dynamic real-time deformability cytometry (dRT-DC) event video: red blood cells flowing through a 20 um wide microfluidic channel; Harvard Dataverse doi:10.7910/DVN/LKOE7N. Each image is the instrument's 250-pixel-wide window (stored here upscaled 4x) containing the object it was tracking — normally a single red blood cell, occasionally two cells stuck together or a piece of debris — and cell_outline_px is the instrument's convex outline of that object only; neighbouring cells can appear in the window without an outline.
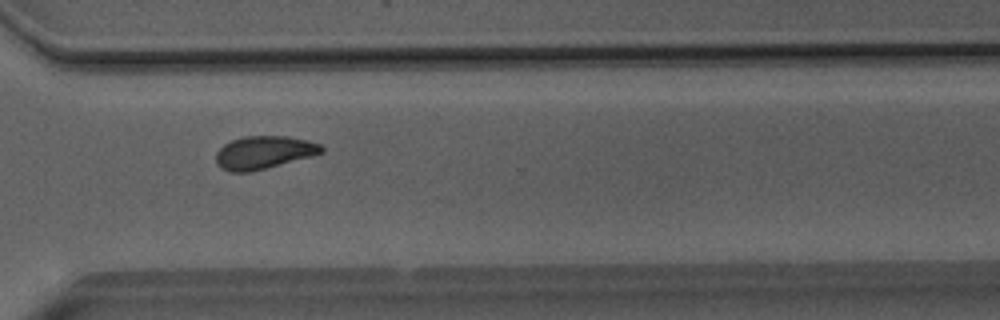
{"species": "Egyptian fruit bat (a non-hibernating species)", "species_latin": "Rousettus aegyptiacus", "temperature_condition": "room temperature", "stored_images_in_passage": 39, "camera_frame_rate_fps": 3000, "um_per_image_px": 0.085, "animal": {"sex": "male"}, "frame": {"image": 1, "passage_image": 26, "time_ms": 8.333, "image_size_px": [1000, 320], "cell_outline_px": [[324, 152], [312, 156], [248, 172], [232, 172], [220, 168], [216, 164], [216, 152], [224, 144], [232, 140], [244, 136], [288, 136], [308, 140], [320, 144], [324, 148]], "centroid_in_image_um": [22.42, 12.95], "position_along_channel_um": 348.2, "area_um2": 20.17}}
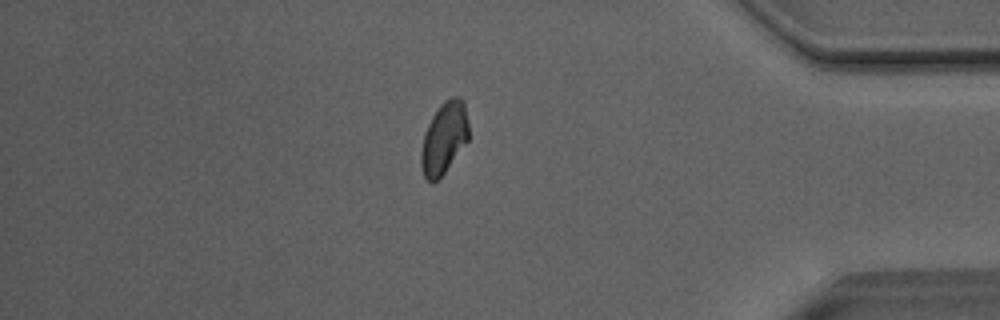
{"frame": {"image": 2, "passage_image": 32, "time_ms": 10.333, "image_size_px": [1000, 320], "cell_outline_px": [[468, 140], [444, 172], [432, 184], [424, 176], [420, 164], [420, 152], [424, 132], [432, 116], [440, 104], [444, 100], [452, 96], [460, 96], [464, 100], [468, 124]], "centroid_in_image_um": [37.73, 11.7], "position_along_channel_um": 397.5, "area_um2": 19.94}}
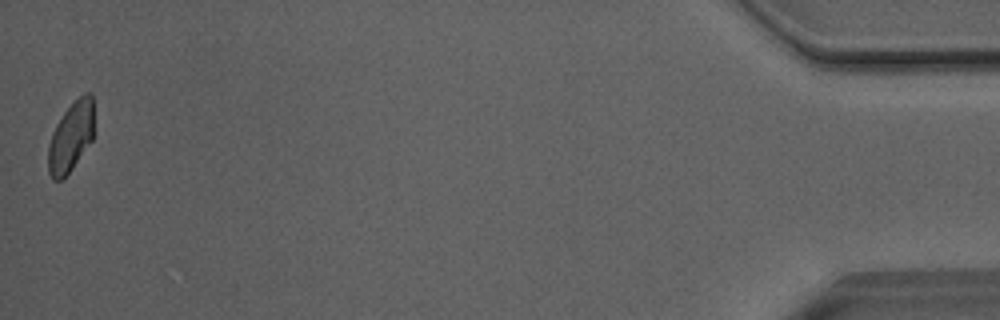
{"frame": {"image": 3, "passage_image": 39, "time_ms": 12.667, "image_size_px": [1000, 320], "cell_outline_px": [[92, 140], [72, 168], [60, 180], [52, 180], [48, 172], [48, 144], [52, 132], [56, 124], [64, 112], [84, 92], [92, 92]], "centroid_in_image_um": [5.99, 11.64], "position_along_channel_um": 429.2, "area_um2": 18.26}, "authors_computed_cell_mechanics": {"area_um2": 20.1144, "velocity_mm_per_s": 4.0506, "shape_relaxation_time_tau1_ms": null, "shape_relaxation_time_tau2_ms": 3.3497, "deformation_change_tau1": null, "deformation_change_tau2": 0.0845}}